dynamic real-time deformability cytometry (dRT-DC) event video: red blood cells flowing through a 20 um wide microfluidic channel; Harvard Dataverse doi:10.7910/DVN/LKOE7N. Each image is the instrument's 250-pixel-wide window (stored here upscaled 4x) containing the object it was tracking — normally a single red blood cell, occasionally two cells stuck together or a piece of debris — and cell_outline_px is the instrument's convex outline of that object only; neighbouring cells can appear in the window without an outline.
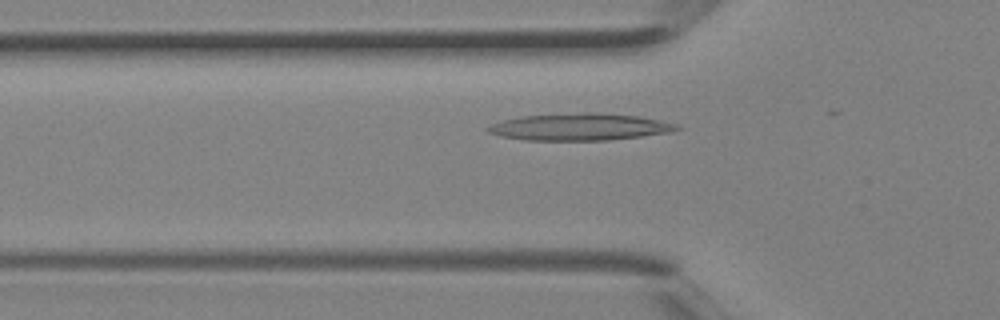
{"species": "Egyptian fruit bat (a non-hibernating species)", "species_latin": "Rousettus aegyptiacus", "temperature_condition": "room temperature", "stored_images_in_passage": 3, "segment_of_instrument_passage": [2, 2], "camera_frame_rate_fps": 3000, "um_per_image_px": 0.085, "animal": {"sex": "female"}, "frame": {"image": 1, "passage_image": 3, "time_ms": 0.667, "image_size_px": [1000, 320], "cell_outline_px": [[684, 128], [672, 132], [608, 140], [524, 140], [500, 136], [488, 132], [484, 128], [492, 124], [504, 120], [520, 116], [584, 112], [592, 112], [636, 116], [676, 124]], "centroid_in_image_um": [49.25, 10.79], "position_along_channel_um": 76.6, "area_um2": 29.54}}